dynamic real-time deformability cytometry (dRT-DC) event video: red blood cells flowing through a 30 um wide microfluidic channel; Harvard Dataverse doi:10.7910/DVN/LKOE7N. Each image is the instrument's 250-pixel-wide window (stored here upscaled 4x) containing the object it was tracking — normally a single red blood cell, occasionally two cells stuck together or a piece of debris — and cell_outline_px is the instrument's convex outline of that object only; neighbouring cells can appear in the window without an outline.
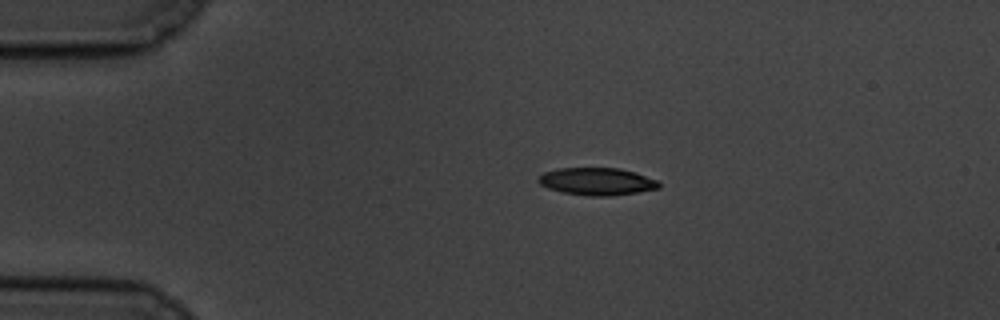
{"species": "common noctule bat (a hibernating species)", "species_latin": "Nyctalus noctula", "temperature_condition": "cold", "stored_images_in_passage": 47, "camera_frame_rate_fps": 3000, "um_per_image_px": 0.085, "animal": {"sex": "male", "body_mass_g": 19.5, "forearm_length_mm": 54.6}, "frame": {"image": 1, "passage_image": 1, "time_ms": 0.0, "image_size_px": [1000, 320], "cell_outline_px": [[660, 188], [636, 192], [608, 196], [588, 196], [564, 192], [548, 188], [540, 184], [536, 180], [544, 172], [560, 168], [616, 168], [636, 172], [656, 180], [660, 184]], "centroid_in_image_um": [50.73, 15.42], "position_along_channel_um": 34.3, "area_um2": 19.07}}
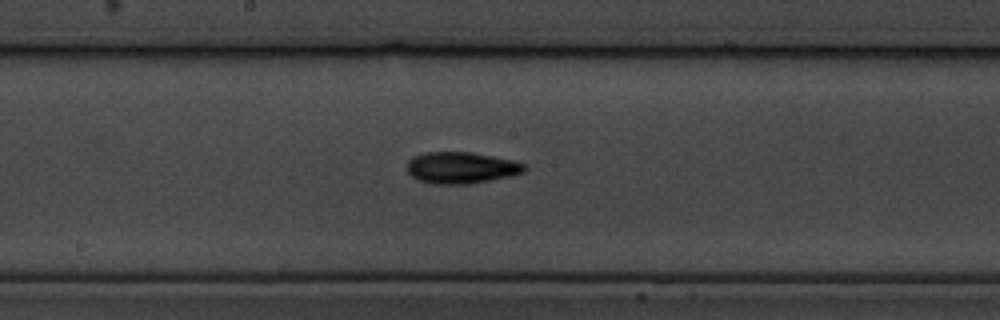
{"frame": {"image": 2, "passage_image": 20, "time_ms": 6.333, "image_size_px": [1000, 320], "cell_outline_px": [[528, 168], [524, 172], [492, 180], [468, 184], [432, 184], [416, 180], [408, 172], [408, 160], [412, 156], [424, 152], [472, 152], [512, 160], [524, 164]], "centroid_in_image_um": [39.17, 14.26], "position_along_channel_um": 209.0, "area_um2": 21.68}}
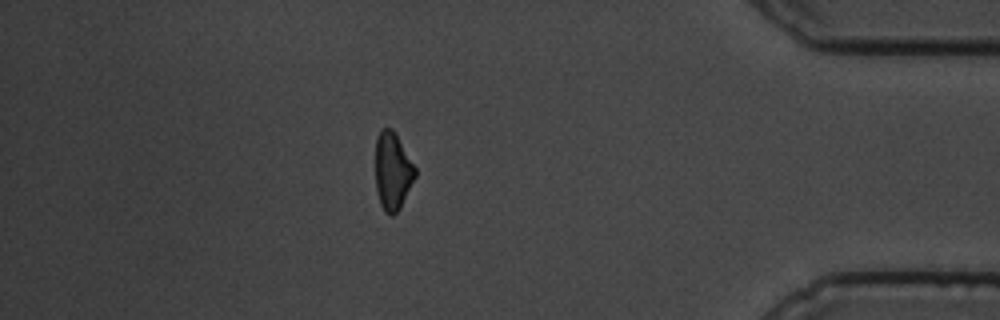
{"frame": {"image": 3, "passage_image": 40, "time_ms": 13.0, "image_size_px": [1000, 320], "cell_outline_px": [[416, 176], [400, 208], [392, 216], [388, 216], [384, 212], [380, 204], [376, 188], [376, 136], [380, 128], [392, 128], [416, 168]], "centroid_in_image_um": [33.36, 14.56], "position_along_channel_um": 401.8, "area_um2": 17.98}, "authors_computed_cell_mechanics": {"area_um2": 19.5942, "velocity_mm_per_s": 3.4425, "shape_relaxation_time_tau1_ms": 3.2843, "shape_relaxation_time_tau2_ms": 7.837, "deformation_change_tau1": 0.1155, "deformation_change_tau2": 0.1526}}